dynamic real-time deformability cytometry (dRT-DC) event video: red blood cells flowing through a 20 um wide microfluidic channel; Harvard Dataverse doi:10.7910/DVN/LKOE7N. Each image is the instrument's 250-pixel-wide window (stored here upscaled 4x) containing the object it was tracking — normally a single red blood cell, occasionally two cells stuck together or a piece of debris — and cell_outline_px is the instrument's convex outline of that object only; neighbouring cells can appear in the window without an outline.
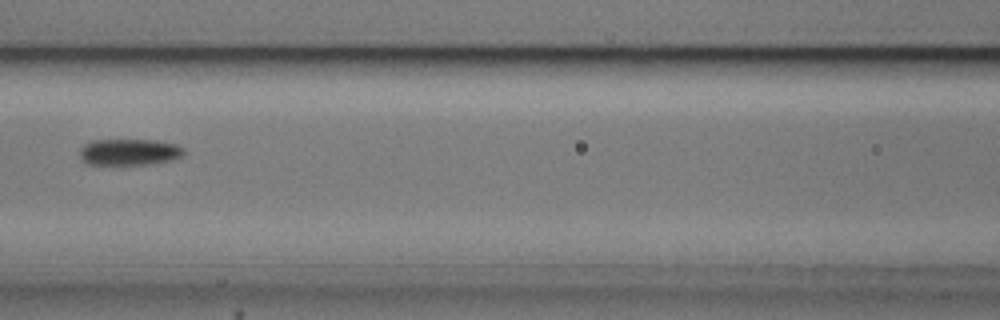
{"species": "common noctule bat (a hibernating species)", "species_latin": "Nyctalus noctula", "temperature_condition": "cold", "stored_images_in_passage": 5, "camera_frame_rate_fps": 3000, "um_per_image_px": 0.085, "animal": {"sex": "male", "body_mass_g": 20.5, "forearm_length_mm": 52.5}, "frame": {"image": 1, "passage_image": 5, "time_ms": 4.667, "image_size_px": [1000, 320], "cell_outline_px": [[184, 156], [172, 160], [152, 164], [88, 164], [80, 156], [80, 148], [84, 144], [92, 140], [156, 140], [176, 144], [184, 148]], "centroid_in_image_um": [11.03, 12.92], "position_along_channel_um": 155.6, "area_um2": 16.07}}